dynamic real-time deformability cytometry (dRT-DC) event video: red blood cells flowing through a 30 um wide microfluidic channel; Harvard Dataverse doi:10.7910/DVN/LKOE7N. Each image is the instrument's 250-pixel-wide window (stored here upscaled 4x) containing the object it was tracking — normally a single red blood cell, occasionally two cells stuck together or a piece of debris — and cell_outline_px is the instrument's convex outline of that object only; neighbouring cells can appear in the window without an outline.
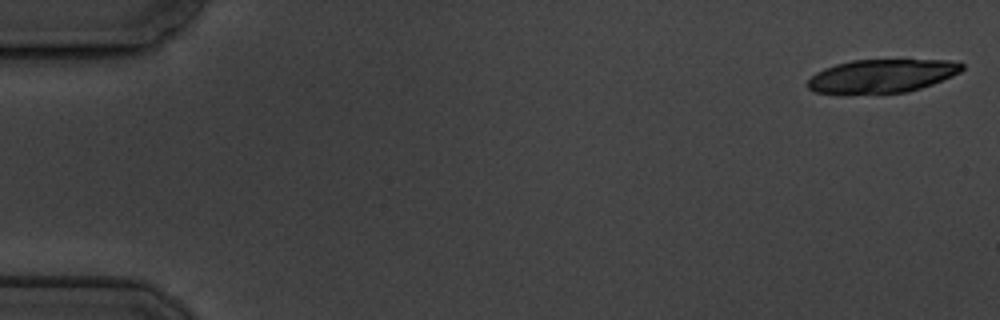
{"species": "common noctule bat (a hibernating species)", "species_latin": "Nyctalus noctula", "temperature_condition": "cold", "stored_images_in_passage": 3, "camera_frame_rate_fps": 3000, "um_per_image_px": 0.085, "animal": {"sex": "male", "body_mass_g": 19.5, "forearm_length_mm": 54.6}, "frame": {"image": 1, "passage_image": 1, "time_ms": 0.0, "image_size_px": [1000, 320], "cell_outline_px": [[964, 68], [960, 72], [952, 76], [932, 84], [908, 92], [816, 92], [808, 88], [808, 80], [816, 72], [824, 68], [836, 64], [852, 60], [948, 60], [964, 64]], "centroid_in_image_um": [75.0, 6.43], "position_along_channel_um": 10.0, "area_um2": 29.36}}